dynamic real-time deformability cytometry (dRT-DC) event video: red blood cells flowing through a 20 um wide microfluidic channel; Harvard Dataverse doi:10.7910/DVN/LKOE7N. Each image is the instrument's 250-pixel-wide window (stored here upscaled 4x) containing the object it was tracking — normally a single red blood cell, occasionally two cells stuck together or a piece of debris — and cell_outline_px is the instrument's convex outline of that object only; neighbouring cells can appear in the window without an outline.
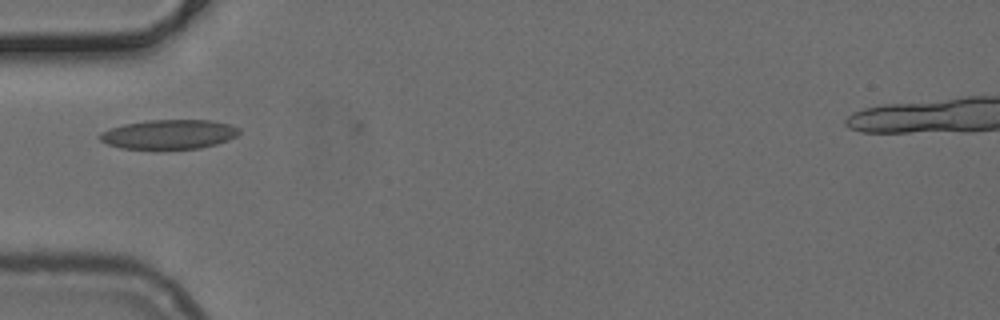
{"species": "common noctule bat (a hibernating species)", "species_latin": "Nyctalus noctula", "temperature_condition": "cold", "stored_images_in_passage": 29, "camera_frame_rate_fps": 3000, "um_per_image_px": 0.085, "animal": {"sex": "female", "body_mass_g": 24.6, "forearm_length_mm": 56.2}, "frame": {"image": 1, "passage_image": 1, "time_ms": 0.0, "image_size_px": [1000, 320], "cell_outline_px": [[240, 132], [236, 136], [228, 140], [216, 144], [200, 148], [156, 152], [120, 148], [108, 144], [100, 140], [100, 132], [124, 124], [148, 120], [208, 120], [228, 124], [240, 128]], "centroid_in_image_um": [14.34, 11.47], "position_along_channel_um": 70.7, "area_um2": 24.68}}
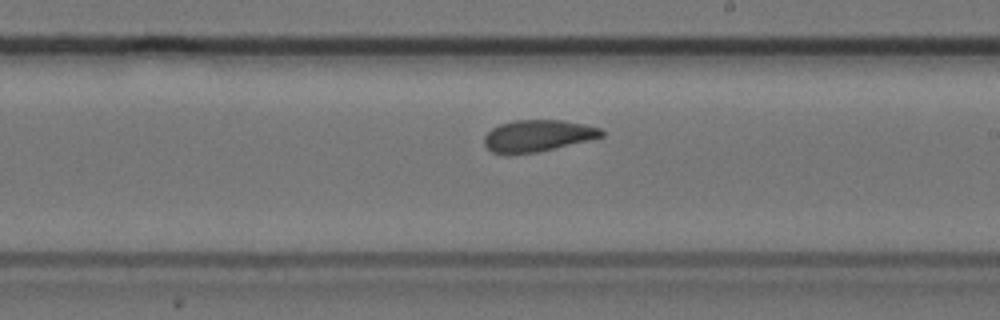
{"frame": {"image": 2, "passage_image": 14, "time_ms": 4.333, "image_size_px": [1000, 320], "cell_outline_px": [[604, 136], [588, 140], [536, 152], [492, 152], [484, 144], [484, 136], [492, 128], [500, 124], [512, 120], [564, 120], [584, 124], [600, 128], [604, 132]], "centroid_in_image_um": [45.72, 11.5], "position_along_channel_um": 243.3, "area_um2": 21.15}}
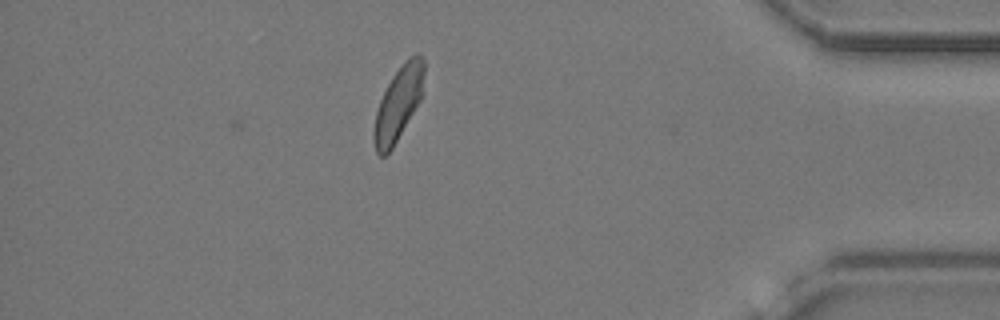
{"frame": {"image": 3, "passage_image": 29, "time_ms": 9.333, "image_size_px": [1000, 320], "cell_outline_px": [[424, 72], [420, 100], [392, 148], [384, 156], [380, 156], [376, 152], [372, 136], [372, 132], [376, 112], [380, 100], [392, 76], [416, 52], [424, 60]], "centroid_in_image_um": [33.82, 8.85], "position_along_channel_um": 401.4, "area_um2": 20.92}}